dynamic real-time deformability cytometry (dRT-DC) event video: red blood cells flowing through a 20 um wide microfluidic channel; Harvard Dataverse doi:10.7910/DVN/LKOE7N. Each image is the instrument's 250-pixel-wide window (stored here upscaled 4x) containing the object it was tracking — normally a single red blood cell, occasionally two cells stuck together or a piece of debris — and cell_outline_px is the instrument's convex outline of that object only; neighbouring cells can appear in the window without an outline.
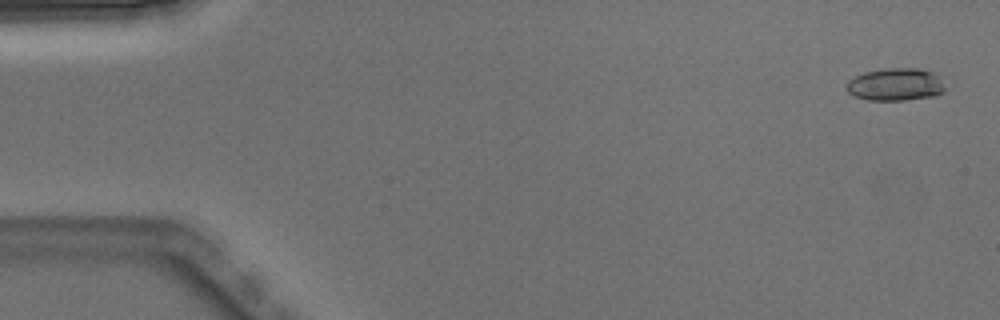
{"species": "Egyptian fruit bat (a non-hibernating species)", "species_latin": "Rousettus aegyptiacus", "temperature_condition": "warm", "stored_images_in_passage": 4, "camera_frame_rate_fps": 3000, "um_per_image_px": 0.085, "animal": {"sex": "male"}, "frame": {"image": 1, "passage_image": 1, "time_ms": 0.0, "image_size_px": [1000, 320], "cell_outline_px": [[944, 92], [936, 96], [904, 100], [868, 100], [852, 96], [844, 88], [848, 80], [864, 72], [884, 68], [920, 68], [932, 72], [940, 76], [944, 88]], "centroid_in_image_um": [76.1, 7.18], "position_along_channel_um": 8.9, "area_um2": 19.02}}
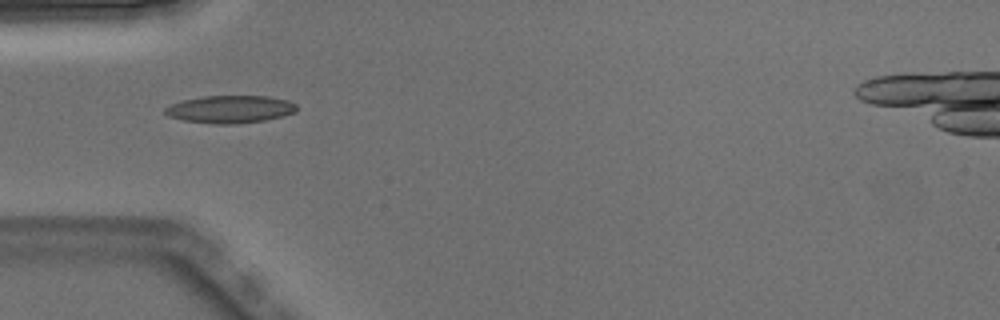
{"frame": {"image": 2, "passage_image": 4, "time_ms": 1.0, "image_size_px": [1000, 320], "cell_outline_px": [[296, 112], [284, 116], [264, 120], [236, 124], [212, 124], [184, 120], [168, 116], [164, 112], [164, 108], [172, 104], [184, 100], [204, 96], [268, 96], [288, 100], [296, 104]], "centroid_in_image_um": [19.58, 9.29], "position_along_channel_um": 65.4, "area_um2": 21.15}}